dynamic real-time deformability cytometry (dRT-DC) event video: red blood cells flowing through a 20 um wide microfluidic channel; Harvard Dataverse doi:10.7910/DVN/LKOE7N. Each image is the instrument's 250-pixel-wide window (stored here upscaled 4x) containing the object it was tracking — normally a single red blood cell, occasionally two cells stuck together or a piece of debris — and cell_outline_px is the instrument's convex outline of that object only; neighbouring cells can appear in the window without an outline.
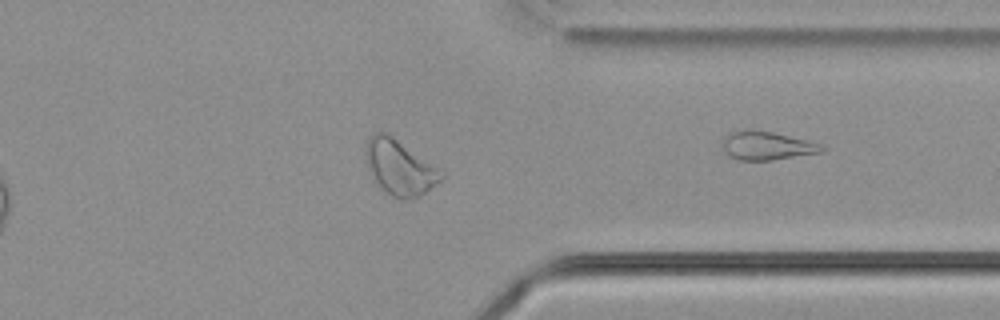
{"species": "common noctule bat (a hibernating species)", "species_latin": "Nyctalus noctula", "temperature_condition": "cold", "stored_images_in_passage": 40, "camera_frame_rate_fps": 3000, "um_per_image_px": 0.085, "animal": {"sex": "male", "body_mass_g": 21.5, "forearm_length_mm": 52.0}, "frame": {"image": 1, "passage_image": 40, "time_ms": 13.0, "image_size_px": [1000, 320], "cell_outline_px": [[828, 148], [824, 152], [772, 160], [740, 160], [732, 156], [724, 148], [724, 136], [732, 132], [772, 132], [820, 144]], "centroid_in_image_um": [65.28, 12.42], "position_along_channel_um": 346.1, "area_um2": 15.66}}